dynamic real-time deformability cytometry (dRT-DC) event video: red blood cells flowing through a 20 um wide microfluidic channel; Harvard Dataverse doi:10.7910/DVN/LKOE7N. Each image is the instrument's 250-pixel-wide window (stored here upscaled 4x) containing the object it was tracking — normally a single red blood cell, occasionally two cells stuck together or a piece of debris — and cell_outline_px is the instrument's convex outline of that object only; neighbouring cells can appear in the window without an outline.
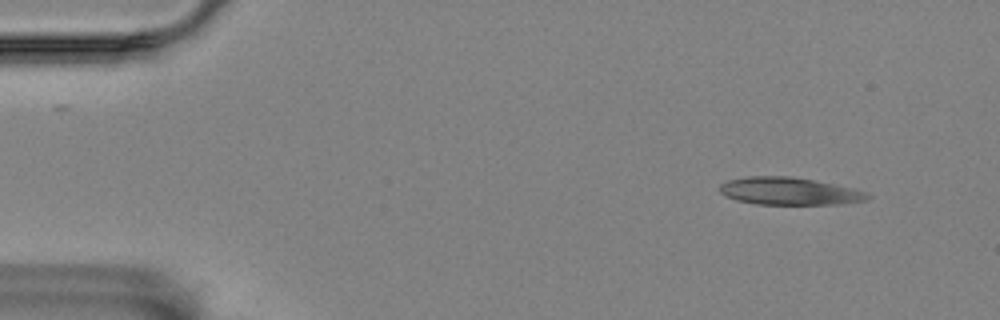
{"species": "Egyptian fruit bat (a non-hibernating species)", "species_latin": "Rousettus aegyptiacus", "temperature_condition": "room temperature", "stored_images_in_passage": 4, "camera_frame_rate_fps": 3000, "um_per_image_px": 0.085, "animal": {"sex": "female"}, "frame": {"image": 1, "passage_image": 1, "time_ms": 0.0, "image_size_px": [1000, 320], "cell_outline_px": [[872, 196], [864, 200], [840, 204], [756, 204], [736, 200], [724, 196], [720, 192], [720, 184], [728, 180], [748, 176], [792, 176], [832, 184], [868, 192]], "centroid_in_image_um": [67.04, 16.25], "position_along_channel_um": 18.0, "area_um2": 23.52}}
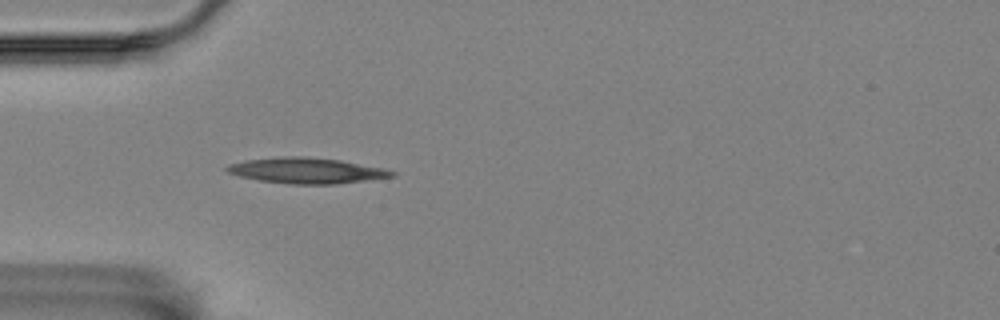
{"frame": {"image": 2, "passage_image": 4, "time_ms": 1.0, "image_size_px": [1000, 320], "cell_outline_px": [[396, 176], [336, 184], [292, 184], [260, 180], [240, 176], [228, 172], [224, 168], [228, 164], [244, 160], [280, 156], [304, 156], [340, 160], [384, 168], [396, 172]], "centroid_in_image_um": [26.05, 14.49], "position_along_channel_um": 58.9, "area_um2": 24.68}}